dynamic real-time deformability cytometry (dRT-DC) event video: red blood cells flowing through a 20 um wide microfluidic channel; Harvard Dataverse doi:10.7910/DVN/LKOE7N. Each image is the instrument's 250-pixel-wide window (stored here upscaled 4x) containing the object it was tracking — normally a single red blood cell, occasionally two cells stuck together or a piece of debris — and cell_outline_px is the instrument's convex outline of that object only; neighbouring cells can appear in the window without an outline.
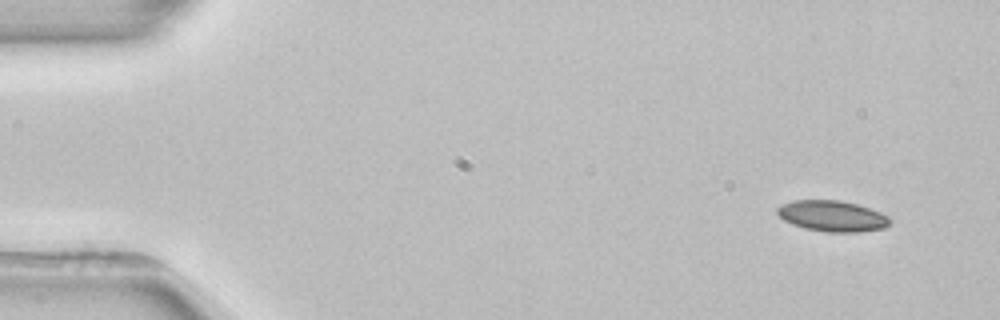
{"species": "common noctule bat (a hibernating species)", "species_latin": "Nyctalus noctula", "temperature_condition": "room temperature", "stored_images_in_passage": 3, "segment_of_instrument_passage": [2, 2], "camera_frame_rate_fps": 3000, "um_per_image_px": 0.085, "animal": {"sex": "female", "body_mass_g": 22.7, "forearm_length_mm": 54.2}, "frame": {"image": 1, "passage_image": 3, "time_ms": 2.667, "image_size_px": [1000, 320], "cell_outline_px": [[892, 220], [884, 228], [856, 232], [828, 232], [804, 228], [792, 224], [784, 220], [776, 212], [776, 208], [792, 200], [840, 200], [856, 204], [880, 212], [888, 216]], "centroid_in_image_um": [70.73, 18.36], "position_along_channel_um": 14.3, "area_um2": 20.17}}